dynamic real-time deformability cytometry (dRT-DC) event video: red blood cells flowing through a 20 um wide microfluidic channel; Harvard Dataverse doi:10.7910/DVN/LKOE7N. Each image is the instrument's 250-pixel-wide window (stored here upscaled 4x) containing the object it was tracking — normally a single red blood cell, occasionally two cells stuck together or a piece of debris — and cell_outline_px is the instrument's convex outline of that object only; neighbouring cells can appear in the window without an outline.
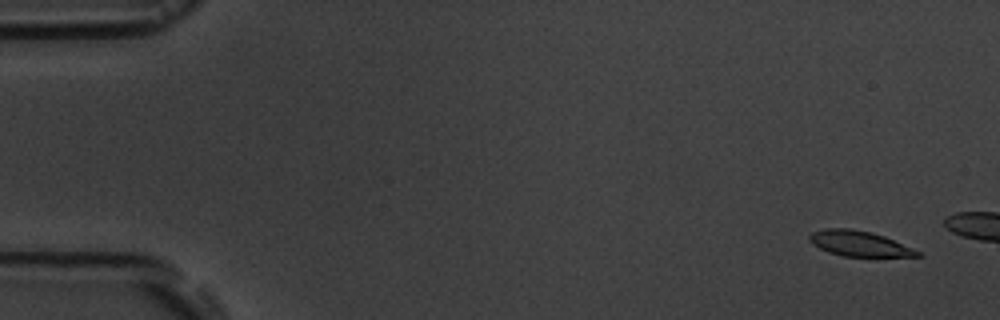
{"species": "common noctule bat (a hibernating species)", "species_latin": "Nyctalus noctula", "temperature_condition": "room temperature", "stored_images_in_passage": 4, "camera_frame_rate_fps": 3000, "um_per_image_px": 0.085, "animal": {"sex": "male", "body_mass_g": 19.5, "forearm_length_mm": 54.6}, "frame": {"image": 1, "passage_image": 1, "time_ms": 0.0, "image_size_px": [1000, 320], "cell_outline_px": [[924, 256], [844, 256], [828, 252], [812, 244], [808, 240], [808, 236], [812, 232], [824, 228], [848, 228], [872, 232], [884, 236], [912, 248], [920, 252]], "centroid_in_image_um": [72.99, 20.69], "position_along_channel_um": 12.0, "area_um2": 15.84}}